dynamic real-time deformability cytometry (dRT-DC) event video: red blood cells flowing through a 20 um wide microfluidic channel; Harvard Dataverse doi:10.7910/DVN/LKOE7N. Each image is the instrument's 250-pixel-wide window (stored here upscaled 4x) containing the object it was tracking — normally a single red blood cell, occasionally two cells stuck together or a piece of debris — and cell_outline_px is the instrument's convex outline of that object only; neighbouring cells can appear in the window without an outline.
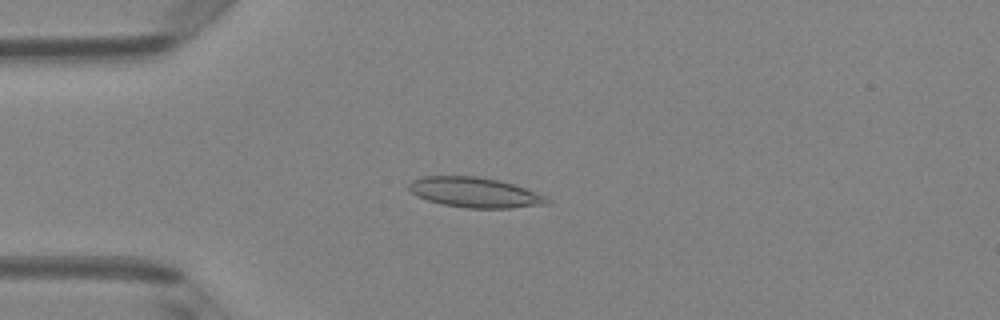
{"species": "Egyptian fruit bat (a non-hibernating species)", "species_latin": "Rousettus aegyptiacus", "temperature_condition": "room temperature", "stored_images_in_passage": 5, "camera_frame_rate_fps": 3000, "um_per_image_px": 0.085, "animal": {"sex": "female"}, "frame": {"image": 1, "passage_image": 4, "time_ms": 1.0, "image_size_px": [1000, 320], "cell_outline_px": [[552, 200], [548, 204], [512, 208], [468, 208], [444, 204], [428, 200], [416, 196], [408, 188], [408, 184], [412, 180], [424, 176], [476, 176], [500, 180], [548, 196]], "centroid_in_image_um": [40.39, 16.36], "position_along_channel_um": 44.6, "area_um2": 24.28}}